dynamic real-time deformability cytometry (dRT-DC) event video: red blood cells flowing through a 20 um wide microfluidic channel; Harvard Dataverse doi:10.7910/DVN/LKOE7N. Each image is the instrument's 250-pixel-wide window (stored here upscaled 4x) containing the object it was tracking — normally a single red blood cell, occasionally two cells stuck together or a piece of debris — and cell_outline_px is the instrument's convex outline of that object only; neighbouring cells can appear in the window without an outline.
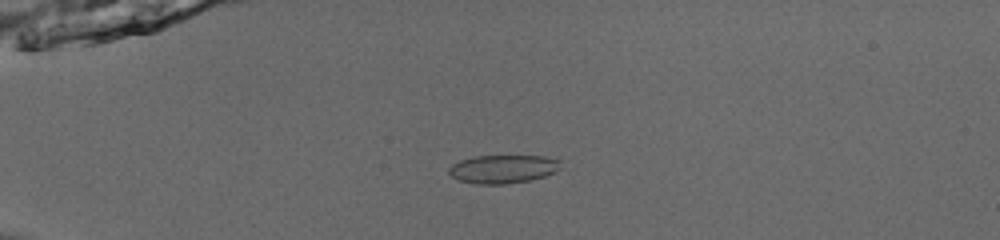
{"species": "common noctule bat (a hibernating species)", "species_latin": "Nyctalus noctula", "temperature_condition": "room temperature", "stored_images_in_passage": 53, "camera_frame_rate_fps": 3000, "um_per_image_px": 0.085, "animal": {"sex": "male", "body_mass_g": 13.0, "forearm_length_mm": 53.1}, "frame": {"image": 1, "passage_image": 15, "time_ms": 4.667, "image_size_px": [1000, 240], "cell_outline_px": [[560, 168], [556, 172], [544, 176], [528, 180], [504, 184], [472, 184], [456, 180], [448, 172], [448, 168], [452, 164], [460, 160], [472, 156], [544, 156], [560, 160]], "centroid_in_image_um": [42.71, 14.37], "position_along_channel_um": 42.3, "area_um2": 18.61}}
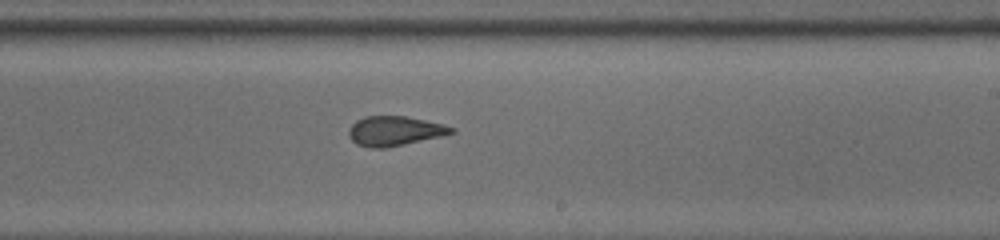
{"frame": {"image": 2, "passage_image": 34, "time_ms": 11.0, "image_size_px": [1000, 240], "cell_outline_px": [[456, 132], [440, 136], [388, 148], [372, 148], [356, 144], [348, 136], [348, 128], [356, 120], [364, 116], [404, 116], [424, 120], [456, 128]], "centroid_in_image_um": [33.5, 11.14], "position_along_channel_um": 255.5, "area_um2": 17.69}}
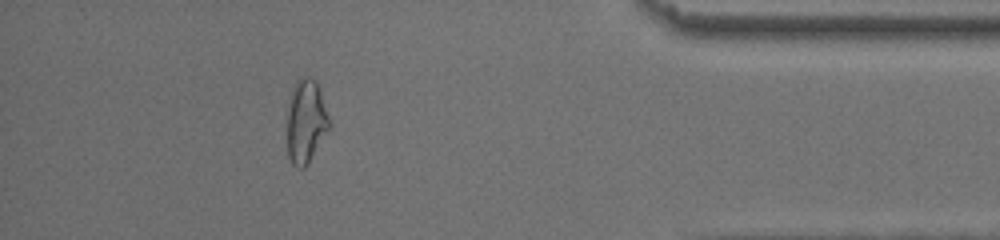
{"frame": {"image": 3, "passage_image": 48, "time_ms": 15.667, "image_size_px": [1000, 240], "cell_outline_px": [[332, 124], [308, 164], [304, 168], [296, 168], [292, 164], [288, 156], [288, 100], [292, 88], [296, 80], [300, 76], [308, 76], [316, 80]], "centroid_in_image_um": [26.01, 10.29], "position_along_channel_um": 409.2, "area_um2": 20.81}, "authors_computed_cell_mechanics": {"area_um2": 19.1318, "velocity_mm_per_s": 3.9637, "shape_relaxation_time_tau1_ms": null, "shape_relaxation_time_tau2_ms": 1.55, "deformation_change_tau1": null, "deformation_change_tau2": 0.0603}}